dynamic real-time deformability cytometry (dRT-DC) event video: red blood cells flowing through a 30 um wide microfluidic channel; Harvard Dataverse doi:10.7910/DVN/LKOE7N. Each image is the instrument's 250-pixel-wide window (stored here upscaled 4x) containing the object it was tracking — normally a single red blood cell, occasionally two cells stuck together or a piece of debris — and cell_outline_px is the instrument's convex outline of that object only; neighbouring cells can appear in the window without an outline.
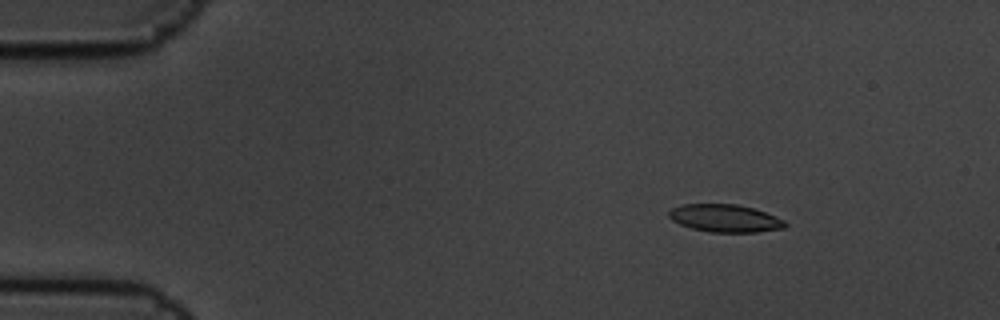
{"species": "common noctule bat (a hibernating species)", "species_latin": "Nyctalus noctula", "temperature_condition": "cold", "stored_images_in_passage": 6, "camera_frame_rate_fps": 3000, "um_per_image_px": 0.085, "animal": {"sex": "male", "body_mass_g": 19.5, "forearm_length_mm": 54.6}, "frame": {"image": 1, "passage_image": 3, "time_ms": 0.667, "image_size_px": [1000, 320], "cell_outline_px": [[788, 224], [784, 228], [756, 232], [708, 232], [692, 228], [680, 224], [672, 220], [668, 216], [668, 212], [672, 208], [680, 204], [736, 204], [752, 208], [776, 216], [784, 220]], "centroid_in_image_um": [61.61, 18.55], "position_along_channel_um": 23.4, "area_um2": 18.73}}
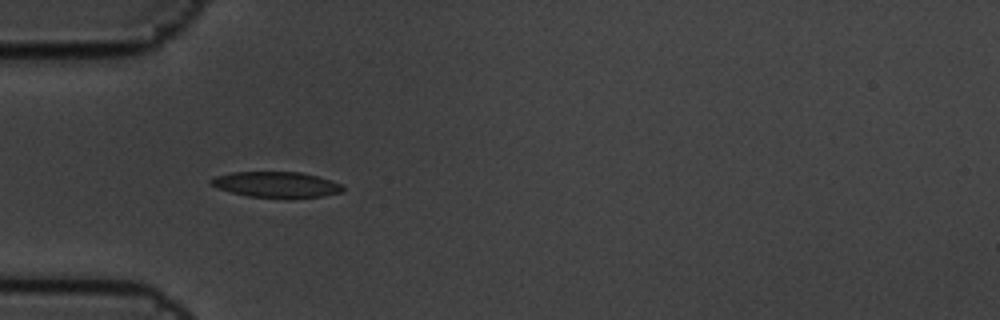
{"frame": {"image": 2, "passage_image": 5, "time_ms": 1.333, "image_size_px": [1000, 320], "cell_outline_px": [[344, 192], [324, 196], [292, 200], [248, 196], [216, 188], [208, 180], [216, 176], [232, 172], [300, 172], [316, 176], [340, 184], [344, 188]], "centroid_in_image_um": [23.51, 15.72], "position_along_channel_um": 61.5, "area_um2": 20.17}}
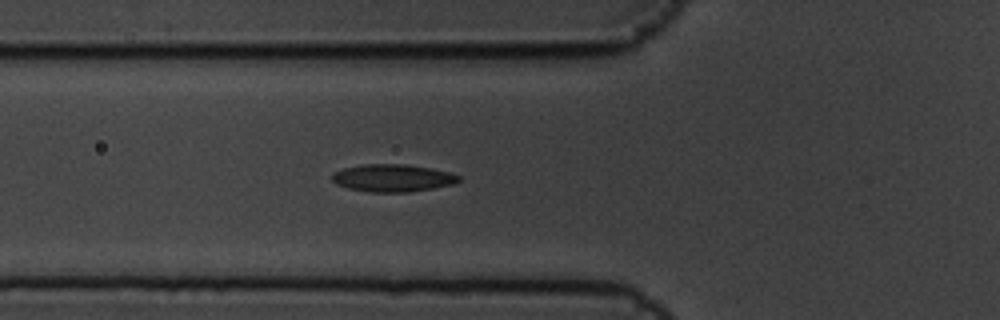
{"frame": {"image": 3, "passage_image": 6, "time_ms": 1.667, "image_size_px": [1000, 320], "cell_outline_px": [[460, 180], [452, 184], [432, 188], [408, 192], [368, 192], [348, 188], [336, 184], [332, 180], [332, 176], [336, 172], [344, 168], [364, 164], [404, 164], [432, 168], [448, 172], [460, 176]], "centroid_in_image_um": [33.37, 15.13], "position_along_channel_um": 92.4, "area_um2": 20.11}}